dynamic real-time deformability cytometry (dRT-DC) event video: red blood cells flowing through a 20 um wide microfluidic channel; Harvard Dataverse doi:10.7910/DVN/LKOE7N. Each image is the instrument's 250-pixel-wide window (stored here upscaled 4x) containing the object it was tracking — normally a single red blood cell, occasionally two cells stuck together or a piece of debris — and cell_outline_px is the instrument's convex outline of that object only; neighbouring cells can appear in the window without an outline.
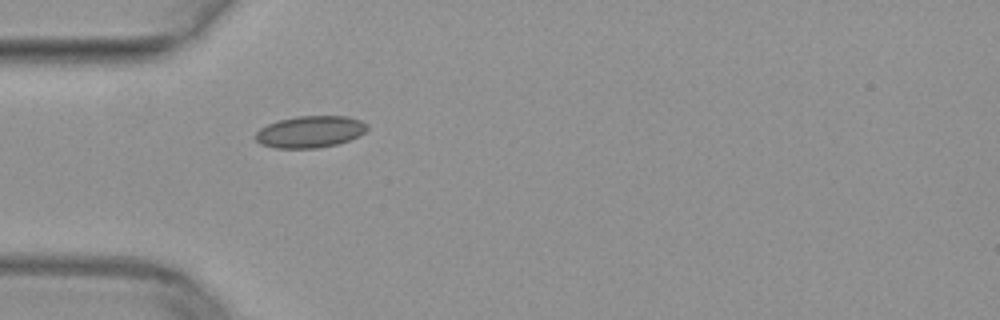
{"species": "common noctule bat (a hibernating species)", "species_latin": "Nyctalus noctula", "temperature_condition": "warm", "stored_images_in_passage": 29, "camera_frame_rate_fps": 3000, "um_per_image_px": 0.085, "animal": {"sex": "female", "body_mass_g": 29.2, "forearm_length_mm": 56.3}, "frame": {"image": 1, "passage_image": 1, "time_ms": 0.0, "image_size_px": [1000, 320], "cell_outline_px": [[368, 128], [360, 136], [336, 144], [316, 148], [276, 148], [260, 144], [252, 136], [260, 128], [268, 124], [280, 120], [296, 116], [348, 116], [360, 120], [368, 124]], "centroid_in_image_um": [26.35, 11.2], "position_along_channel_um": 58.7, "area_um2": 20.75}}
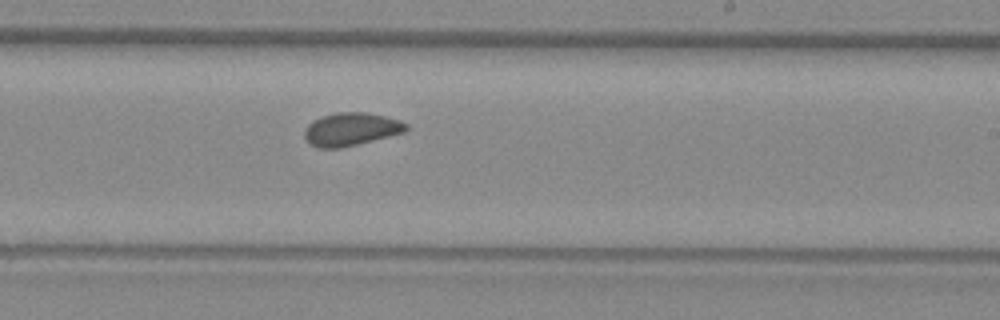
{"frame": {"image": 2, "passage_image": 16, "time_ms": 5.0, "image_size_px": [1000, 320], "cell_outline_px": [[408, 128], [404, 132], [340, 148], [320, 148], [312, 144], [304, 136], [304, 132], [308, 124], [312, 120], [324, 116], [340, 112], [368, 112], [400, 120], [408, 124]], "centroid_in_image_um": [29.85, 10.97], "position_along_channel_um": 259.2, "area_um2": 19.25}}
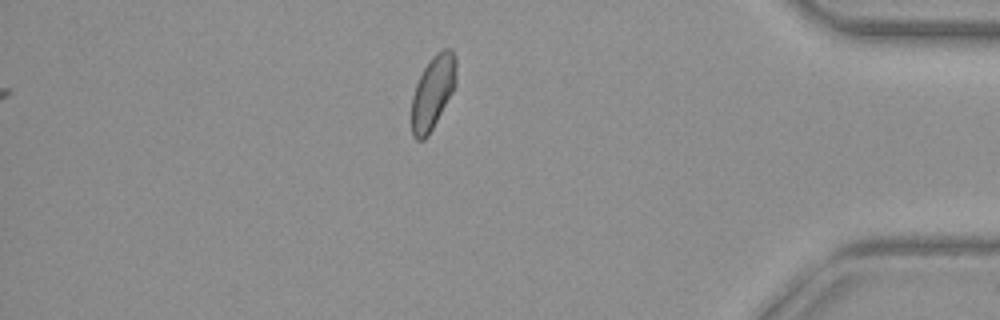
{"frame": {"image": 3, "passage_image": 29, "time_ms": 9.333, "image_size_px": [1000, 320], "cell_outline_px": [[456, 84], [452, 92], [428, 136], [424, 140], [416, 140], [412, 136], [412, 96], [416, 84], [424, 68], [432, 56], [436, 52], [444, 48], [452, 48], [456, 56]], "centroid_in_image_um": [36.8, 7.81], "position_along_channel_um": 398.4, "area_um2": 19.07}}